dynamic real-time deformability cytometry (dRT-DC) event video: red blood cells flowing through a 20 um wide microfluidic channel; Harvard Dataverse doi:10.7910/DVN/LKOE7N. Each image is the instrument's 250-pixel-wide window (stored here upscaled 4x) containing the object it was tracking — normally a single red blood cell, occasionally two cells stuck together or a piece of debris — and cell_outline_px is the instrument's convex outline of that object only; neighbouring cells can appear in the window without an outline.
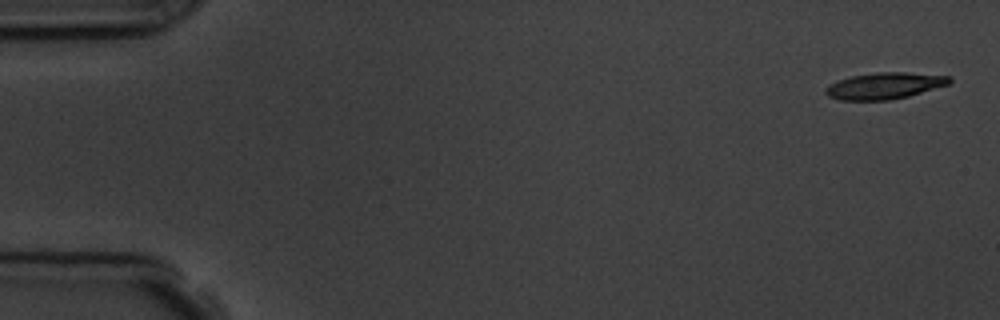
{"species": "common noctule bat (a hibernating species)", "species_latin": "Nyctalus noctula", "temperature_condition": "room temperature", "stored_images_in_passage": 5, "camera_frame_rate_fps": 3000, "um_per_image_px": 0.085, "animal": {"sex": "male", "body_mass_g": 19.5, "forearm_length_mm": 54.6}, "frame": {"image": 1, "passage_image": 1, "time_ms": 0.0, "image_size_px": [1000, 320], "cell_outline_px": [[952, 80], [948, 84], [908, 96], [888, 100], [840, 100], [828, 96], [824, 92], [824, 88], [828, 84], [836, 80], [852, 76], [876, 72], [904, 72], [952, 76]], "centroid_in_image_um": [75.14, 7.28], "position_along_channel_um": 9.9, "area_um2": 19.13}}
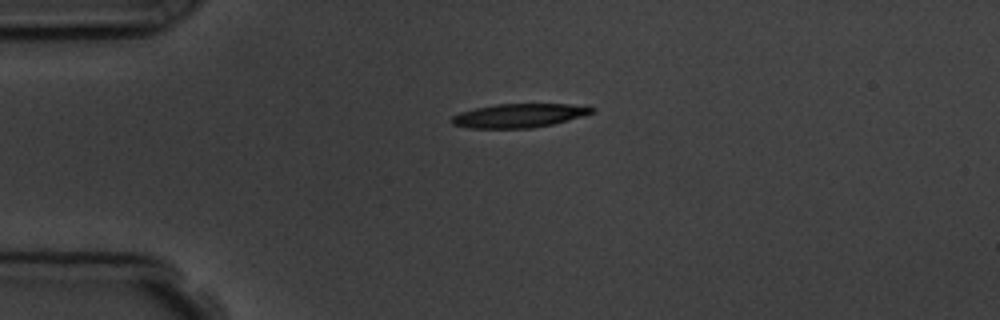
{"frame": {"image": 2, "passage_image": 4, "time_ms": 3.667, "image_size_px": [1000, 320], "cell_outline_px": [[596, 108], [592, 112], [568, 120], [552, 124], [532, 128], [472, 128], [452, 124], [452, 116], [460, 112], [476, 108], [496, 104], [568, 104]], "centroid_in_image_um": [44.08, 9.82], "position_along_channel_um": 40.9, "area_um2": 19.13}}